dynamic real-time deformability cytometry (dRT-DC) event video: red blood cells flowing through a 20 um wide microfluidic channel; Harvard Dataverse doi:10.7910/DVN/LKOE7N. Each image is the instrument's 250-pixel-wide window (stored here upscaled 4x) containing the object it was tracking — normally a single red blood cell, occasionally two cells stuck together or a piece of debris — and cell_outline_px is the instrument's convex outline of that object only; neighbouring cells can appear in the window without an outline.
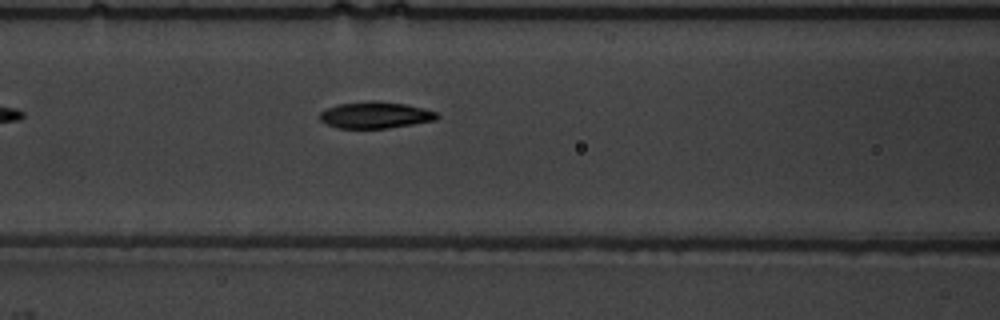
{"species": "common noctule bat (a hibernating species)", "species_latin": "Nyctalus noctula", "temperature_condition": "warm", "stored_images_in_passage": 37, "camera_frame_rate_fps": 3000, "um_per_image_px": 0.085, "animal": {"sex": "male", "body_mass_g": 19.5, "forearm_length_mm": 54.6}, "frame": {"image": 1, "passage_image": 6, "time_ms": 1.667, "image_size_px": [1000, 320], "cell_outline_px": [[440, 116], [436, 120], [388, 128], [336, 128], [320, 120], [320, 112], [328, 108], [340, 104], [372, 100], [404, 104], [424, 108], [436, 112]], "centroid_in_image_um": [31.92, 9.78], "position_along_channel_um": 134.7, "area_um2": 17.98}}
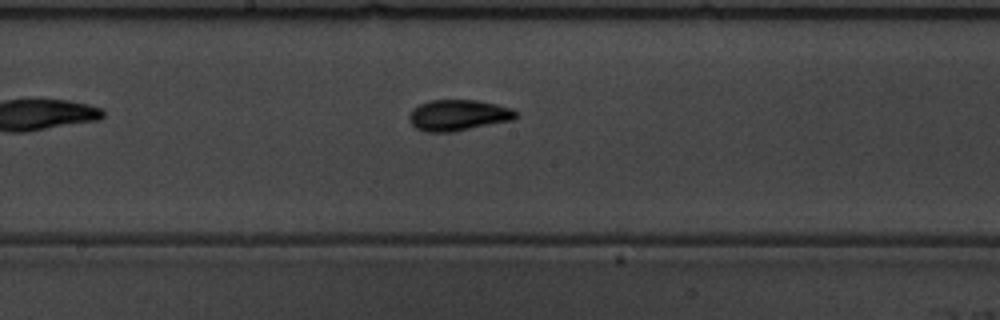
{"frame": {"image": 2, "passage_image": 12, "time_ms": 3.667, "image_size_px": [1000, 320], "cell_outline_px": [[520, 112], [512, 120], [452, 132], [424, 132], [416, 128], [408, 120], [408, 116], [412, 108], [420, 104], [432, 100], [476, 100], [496, 104], [512, 108]], "centroid_in_image_um": [38.94, 9.79], "position_along_channel_um": 209.3, "area_um2": 19.36}}
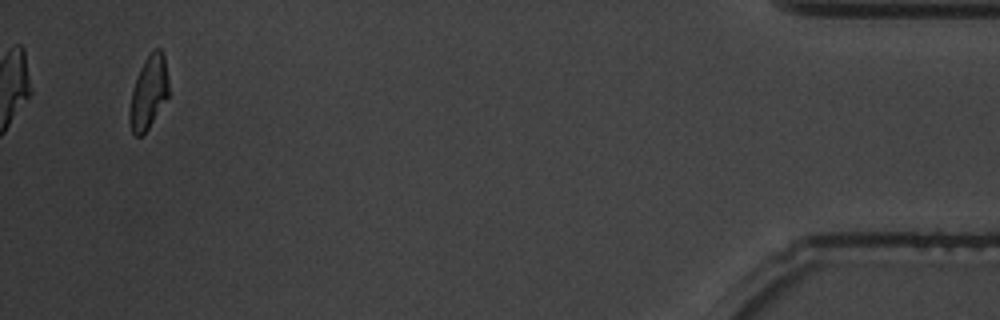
{"frame": {"image": 3, "passage_image": 35, "time_ms": 11.333, "image_size_px": [1000, 320], "cell_outline_px": [[168, 96], [148, 128], [140, 136], [136, 136], [132, 132], [128, 120], [128, 112], [132, 92], [140, 68], [144, 60], [156, 48], [160, 48], [164, 52], [168, 76]], "centroid_in_image_um": [12.63, 7.84], "position_along_channel_um": 422.6, "area_um2": 16.47}, "authors_computed_cell_mechanics": {"area_um2": 18.0336, "velocity_mm_per_s": 3.7299, "shape_relaxation_time_tau1_ms": 3.379, "shape_relaxation_time_tau2_ms": 2.5282, "deformation_change_tau1": 0.176, "deformation_change_tau2": 0.0818}}